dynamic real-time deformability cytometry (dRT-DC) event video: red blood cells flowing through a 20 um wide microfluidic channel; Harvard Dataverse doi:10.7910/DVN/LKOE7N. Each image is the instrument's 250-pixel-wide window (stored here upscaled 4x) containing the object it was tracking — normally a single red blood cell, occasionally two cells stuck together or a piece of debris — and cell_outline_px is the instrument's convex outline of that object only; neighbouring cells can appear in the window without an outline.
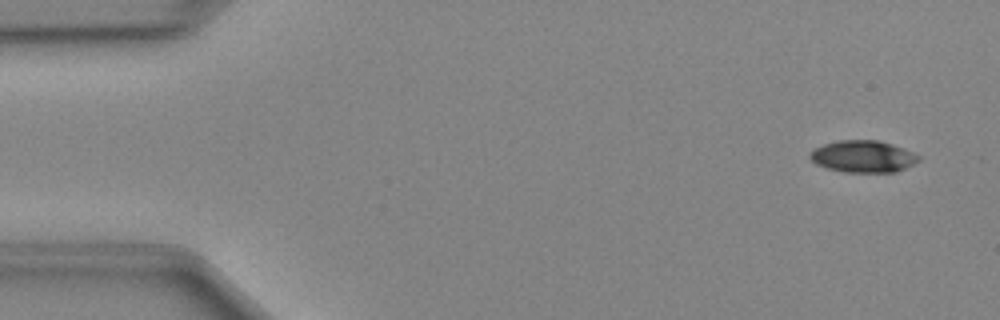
{"species": "Egyptian fruit bat (a non-hibernating species)", "species_latin": "Rousettus aegyptiacus", "temperature_condition": "cold", "stored_images_in_passage": 49, "camera_frame_rate_fps": 3000, "um_per_image_px": 0.085, "animal": {"sex": "female"}, "frame": {"image": 1, "passage_image": 3, "time_ms": 0.667, "image_size_px": [1000, 320], "cell_outline_px": [[920, 160], [896, 172], [844, 172], [828, 168], [816, 164], [808, 156], [808, 152], [824, 144], [840, 140], [880, 140], [904, 148], [920, 156]], "centroid_in_image_um": [73.35, 13.29], "position_along_channel_um": 11.6, "area_um2": 20.17}}
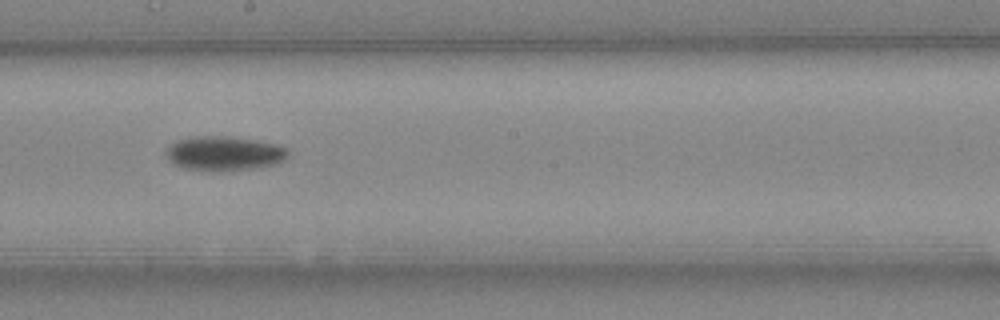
{"frame": {"image": 2, "passage_image": 27, "time_ms": 8.667, "image_size_px": [1000, 320], "cell_outline_px": [[288, 156], [284, 160], [276, 164], [260, 168], [220, 172], [212, 172], [180, 168], [172, 164], [168, 160], [164, 152], [172, 144], [180, 140], [192, 136], [224, 136], [252, 140], [276, 144], [288, 148]], "centroid_in_image_um": [19.04, 13.08], "position_along_channel_um": 229.2, "area_um2": 24.91}}
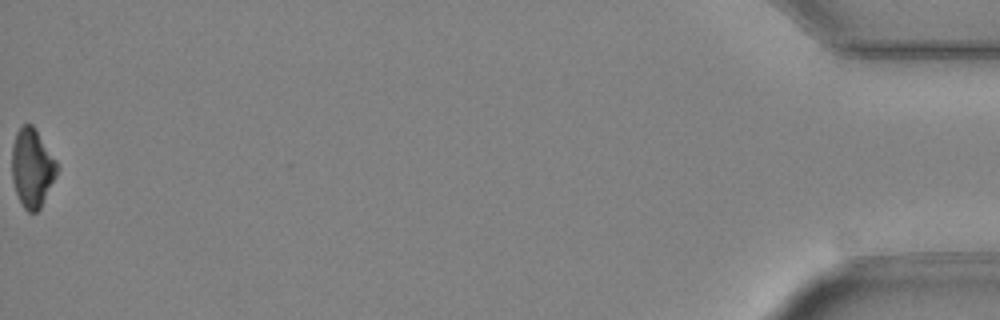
{"frame": {"image": 3, "passage_image": 49, "time_ms": 16.0, "image_size_px": [1000, 320], "cell_outline_px": [[60, 168], [40, 208], [36, 212], [28, 212], [24, 208], [16, 192], [12, 180], [12, 144], [16, 132], [24, 124], [32, 124], [56, 160]], "centroid_in_image_um": [2.73, 14.27], "position_along_channel_um": 432.5, "area_um2": 20.58}}